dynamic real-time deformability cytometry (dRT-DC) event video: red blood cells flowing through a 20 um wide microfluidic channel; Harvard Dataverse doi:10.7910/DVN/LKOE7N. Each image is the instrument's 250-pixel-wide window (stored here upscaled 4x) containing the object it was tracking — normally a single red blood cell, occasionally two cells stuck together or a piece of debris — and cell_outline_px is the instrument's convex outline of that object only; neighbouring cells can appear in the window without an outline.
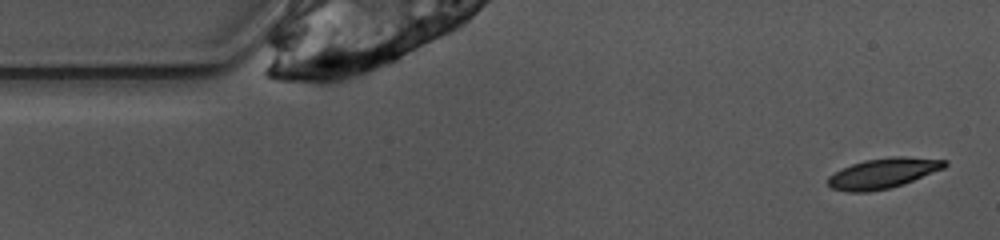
{"species": "common noctule bat (a hibernating species)", "species_latin": "Nyctalus noctula", "temperature_condition": "warm", "stored_images_in_passage": 9, "camera_frame_rate_fps": 3000, "um_per_image_px": 0.085, "animal": {"sex": "female", "body_mass_g": 10.0, "forearm_length_mm": 53.1}, "frame": {"image": 1, "passage_image": 2, "time_ms": 0.333, "image_size_px": [1000, 240], "cell_outline_px": [[948, 164], [944, 168], [904, 184], [888, 188], [868, 192], [848, 192], [832, 188], [828, 184], [828, 176], [852, 164], [864, 160], [892, 156], [904, 156], [948, 160]], "centroid_in_image_um": [75.09, 14.72], "position_along_channel_um": 9.9, "area_um2": 20.46}}